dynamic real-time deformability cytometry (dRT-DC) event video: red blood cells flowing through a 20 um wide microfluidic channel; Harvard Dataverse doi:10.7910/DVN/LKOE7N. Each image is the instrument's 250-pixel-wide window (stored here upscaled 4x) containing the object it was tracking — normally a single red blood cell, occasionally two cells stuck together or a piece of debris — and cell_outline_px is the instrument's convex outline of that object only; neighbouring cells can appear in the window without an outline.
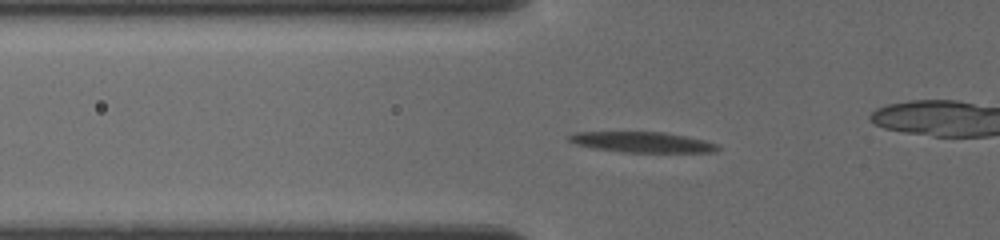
{"species": "common noctule bat (a hibernating species)", "species_latin": "Nyctalus noctula", "temperature_condition": "cold", "stored_images_in_passage": 52, "camera_frame_rate_fps": 3000, "um_per_image_px": 0.085, "animal": {"sex": "female", "body_mass_g": 19.5, "forearm_length_mm": 54.1}, "frame": {"image": 1, "passage_image": 4, "time_ms": 1.333, "image_size_px": [1000, 240], "cell_outline_px": [[720, 148], [716, 152], [624, 152], [592, 148], [576, 144], [568, 140], [568, 136], [576, 132], [664, 132], [704, 140], [720, 144]], "centroid_in_image_um": [54.62, 12.08], "position_along_channel_um": 71.2, "area_um2": 17.74}}
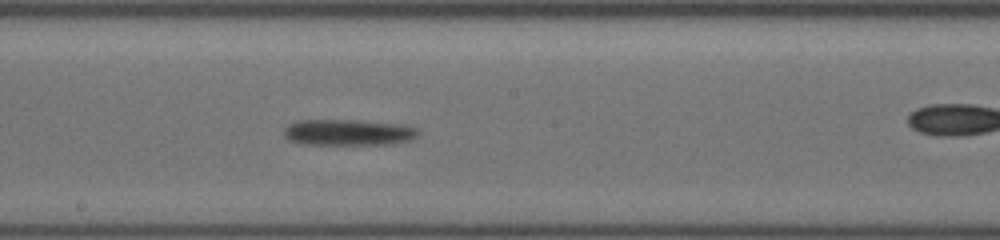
{"frame": {"image": 2, "passage_image": 17, "time_ms": 5.333, "image_size_px": [1000, 240], "cell_outline_px": [[420, 132], [416, 136], [408, 140], [392, 144], [300, 144], [288, 140], [284, 136], [284, 132], [288, 124], [304, 120], [352, 120], [392, 124], [416, 128]], "centroid_in_image_um": [29.53, 11.27], "position_along_channel_um": 218.7, "area_um2": 20.0}}
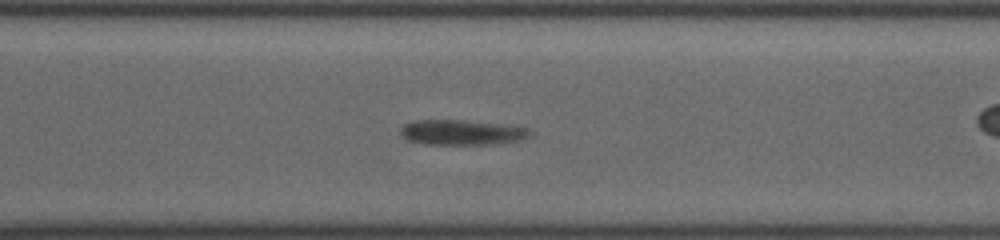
{"frame": {"image": 3, "passage_image": 34, "time_ms": 8.333, "image_size_px": [1000, 240], "cell_outline_px": [[528, 136], [524, 140], [496, 144], [424, 144], [408, 140], [400, 132], [404, 124], [416, 120], [452, 120], [524, 128], [528, 132]], "centroid_in_image_um": [39.16, 11.28], "position_along_channel_um": 331.4, "area_um2": 18.15}}